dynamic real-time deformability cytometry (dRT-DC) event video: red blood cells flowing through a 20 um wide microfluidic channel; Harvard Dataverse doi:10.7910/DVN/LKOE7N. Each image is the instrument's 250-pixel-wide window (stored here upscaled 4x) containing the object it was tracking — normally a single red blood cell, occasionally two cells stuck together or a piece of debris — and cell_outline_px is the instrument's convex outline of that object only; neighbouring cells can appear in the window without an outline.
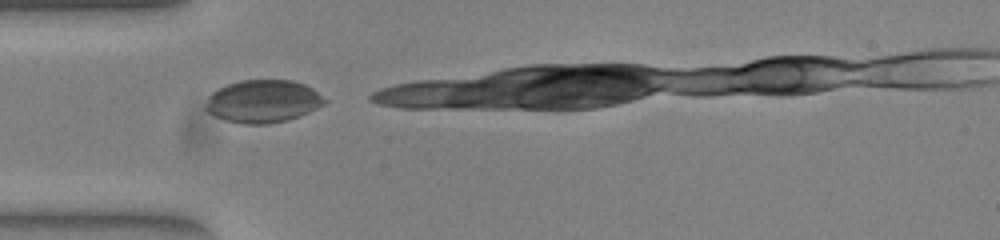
{"species": "common noctule bat (a hibernating species)", "species_latin": "Nyctalus noctula", "temperature_condition": "warm", "stored_images_in_passage": 4, "camera_frame_rate_fps": 3000, "um_per_image_px": 0.085, "animal": {"sex": "female", "body_mass_g": 23.0, "forearm_length_mm": 53.4}, "frame": {"image": 1, "passage_image": 1, "time_ms": 0.0, "image_size_px": [1000, 240], "cell_outline_px": [[328, 100], [324, 104], [300, 116], [288, 120], [268, 124], [244, 124], [228, 120], [216, 116], [208, 112], [204, 108], [208, 96], [212, 92], [228, 84], [240, 80], [292, 80], [304, 84], [312, 88]], "centroid_in_image_um": [22.36, 8.61], "position_along_channel_um": 62.6, "area_um2": 29.54}}